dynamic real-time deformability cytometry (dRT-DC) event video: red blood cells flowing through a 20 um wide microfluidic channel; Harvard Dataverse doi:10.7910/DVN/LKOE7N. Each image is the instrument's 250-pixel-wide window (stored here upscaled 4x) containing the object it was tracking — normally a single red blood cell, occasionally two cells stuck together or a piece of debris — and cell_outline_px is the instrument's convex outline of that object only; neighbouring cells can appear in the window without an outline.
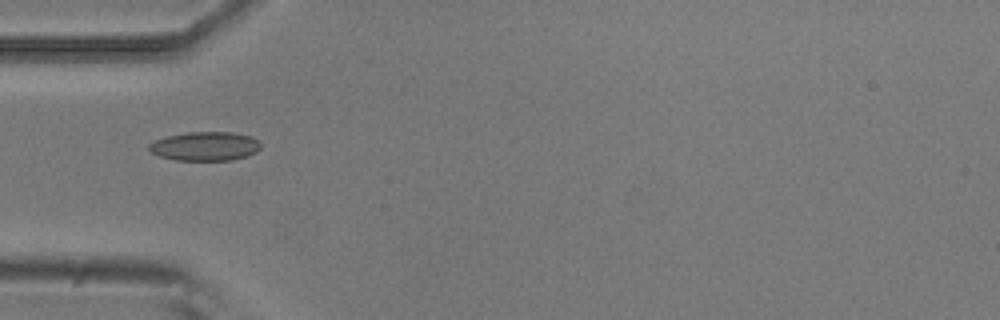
{"species": "common noctule bat (a hibernating species)", "species_latin": "Nyctalus noctula", "temperature_condition": "room temperature", "stored_images_in_passage": 7, "camera_frame_rate_fps": 3000, "um_per_image_px": 0.085, "animal": {"sex": "male", "body_mass_g": 20.5, "forearm_length_mm": 52.5}, "frame": {"image": 1, "passage_image": 4, "time_ms": 1.0, "image_size_px": [1000, 320], "cell_outline_px": [[260, 148], [256, 152], [232, 160], [176, 160], [160, 156], [152, 152], [148, 148], [148, 144], [156, 140], [168, 136], [188, 132], [232, 132], [252, 136], [260, 144]], "centroid_in_image_um": [17.43, 12.42], "position_along_channel_um": 67.6, "area_um2": 18.67}}
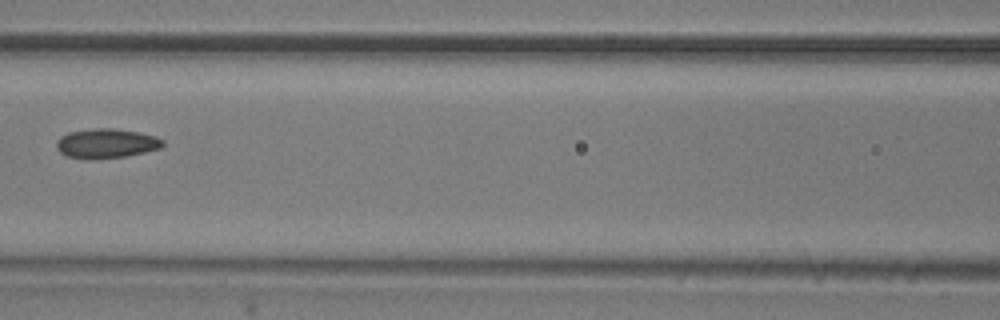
{"frame": {"image": 2, "passage_image": 6, "time_ms": 1.667, "image_size_px": [1000, 320], "cell_outline_px": [[164, 144], [160, 148], [128, 156], [92, 160], [88, 160], [68, 156], [60, 152], [56, 148], [56, 140], [60, 136], [68, 132], [92, 128], [112, 128], [140, 132], [156, 136], [164, 140]], "centroid_in_image_um": [9.02, 12.19], "position_along_channel_um": 157.6, "area_um2": 18.61}}
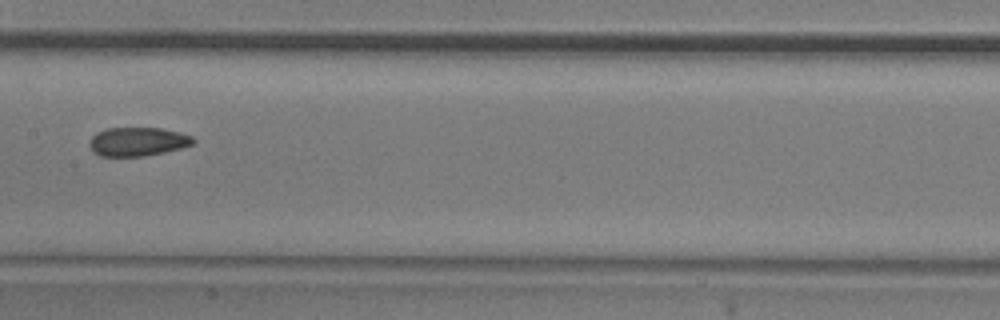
{"frame": {"image": 3, "passage_image": 7, "time_ms": 2.0, "image_size_px": [1000, 320], "cell_outline_px": [[196, 140], [192, 144], [180, 148], [164, 152], [144, 156], [100, 156], [92, 152], [88, 144], [92, 136], [96, 132], [104, 128], [164, 128], [180, 132], [192, 136]], "centroid_in_image_um": [11.67, 12.03], "position_along_channel_um": 195.7, "area_um2": 17.57}}